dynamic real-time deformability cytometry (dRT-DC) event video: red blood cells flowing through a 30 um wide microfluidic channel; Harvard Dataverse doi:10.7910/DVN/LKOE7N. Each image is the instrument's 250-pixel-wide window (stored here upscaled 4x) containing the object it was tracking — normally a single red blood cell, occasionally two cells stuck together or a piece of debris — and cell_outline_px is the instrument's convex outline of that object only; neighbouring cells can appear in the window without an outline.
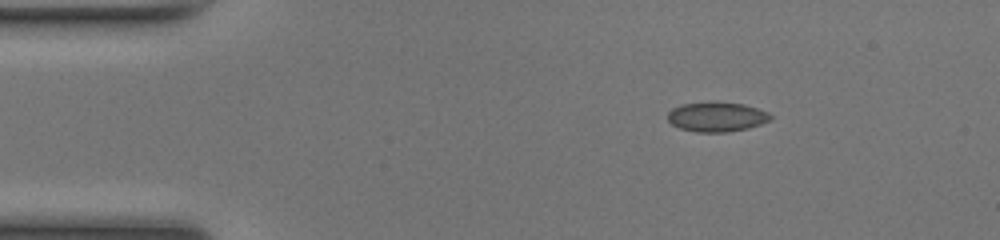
{"species": "common noctule bat (a hibernating species)", "species_latin": "Nyctalus noctula", "temperature_condition": "room temperature", "stored_images_in_passage": 43, "camera_frame_rate_fps": 3000, "um_per_image_px": 0.085, "animal": {"sex": "female", "body_mass_g": 17.0, "forearm_length_mm": 48.0}, "frame": {"image": 1, "passage_image": 1, "time_ms": 0.0, "image_size_px": [1000, 240], "cell_outline_px": [[772, 120], [748, 128], [728, 132], [696, 132], [680, 128], [672, 124], [668, 120], [668, 112], [672, 108], [680, 104], [744, 104], [768, 112], [772, 116]], "centroid_in_image_um": [60.93, 9.97], "position_along_channel_um": 24.1, "area_um2": 17.22}}
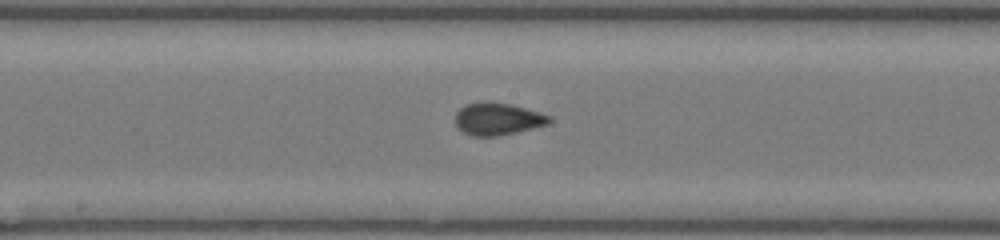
{"frame": {"image": 2, "passage_image": 19, "time_ms": 6.0, "image_size_px": [1000, 240], "cell_outline_px": [[552, 120], [548, 124], [500, 136], [472, 136], [464, 132], [456, 124], [456, 112], [460, 108], [468, 104], [484, 100], [512, 104], [540, 112], [552, 116]], "centroid_in_image_um": [42.33, 10.09], "position_along_channel_um": 205.9, "area_um2": 17.8}}
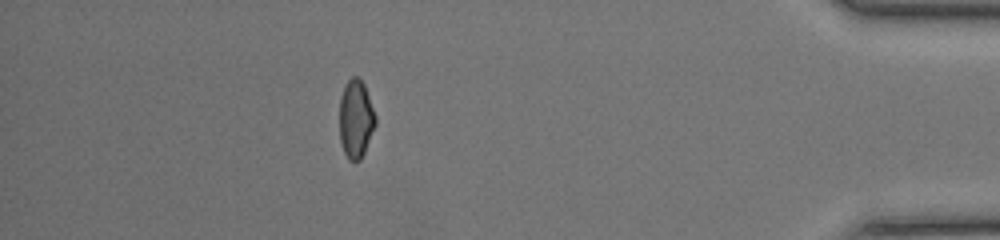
{"frame": {"image": 3, "passage_image": 37, "time_ms": 12.0, "image_size_px": [1000, 240], "cell_outline_px": [[376, 124], [364, 152], [360, 160], [348, 160], [344, 152], [340, 140], [340, 96], [344, 84], [352, 76], [356, 76], [364, 84], [376, 116]], "centroid_in_image_um": [30.24, 10.09], "position_along_channel_um": 405.0, "area_um2": 16.36}, "authors_computed_cell_mechanics": {"area_um2": 17.2822, "velocity_mm_per_s": 4.1969, "shape_relaxation_time_tau1_ms": 5.8016, "shape_relaxation_time_tau2_ms": null, "deformation_change_tau1": 0.135, "deformation_change_tau2": null}}